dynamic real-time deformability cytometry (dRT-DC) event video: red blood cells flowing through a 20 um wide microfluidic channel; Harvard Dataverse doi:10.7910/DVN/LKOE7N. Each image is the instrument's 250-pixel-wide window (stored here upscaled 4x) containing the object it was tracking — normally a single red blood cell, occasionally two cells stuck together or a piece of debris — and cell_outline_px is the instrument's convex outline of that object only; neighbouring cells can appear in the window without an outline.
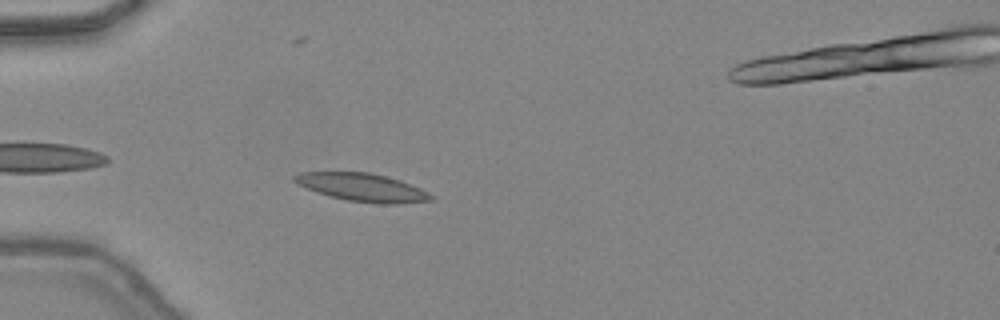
{"species": "common noctule bat (a hibernating species)", "species_latin": "Nyctalus noctula", "temperature_condition": "warm", "stored_images_in_passage": 26, "camera_frame_rate_fps": 3000, "um_per_image_px": 0.085, "animal": {"sex": "female", "body_mass_g": 24.6, "forearm_length_mm": 56.2}, "frame": {"image": 1, "passage_image": 2, "time_ms": 0.333, "image_size_px": [1000, 320], "cell_outline_px": [[436, 196], [432, 200], [396, 204], [376, 204], [348, 200], [328, 196], [316, 192], [296, 184], [292, 180], [292, 176], [300, 172], [368, 172], [400, 180], [420, 188]], "centroid_in_image_um": [30.77, 15.93], "position_along_channel_um": 54.2, "area_um2": 22.43}}
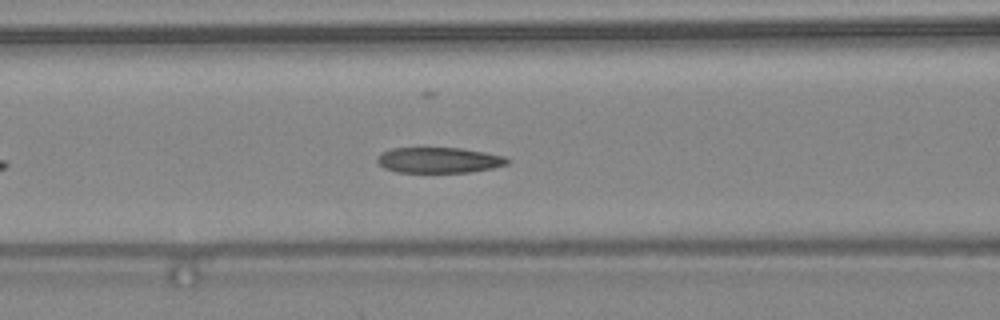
{"frame": {"image": 2, "passage_image": 8, "time_ms": 2.333, "image_size_px": [1000, 320], "cell_outline_px": [[512, 160], [508, 164], [492, 168], [468, 172], [396, 172], [384, 168], [376, 160], [376, 156], [380, 152], [392, 148], [460, 148], [484, 152], [504, 156]], "centroid_in_image_um": [37.29, 13.61], "position_along_channel_um": 129.3, "area_um2": 19.48}}
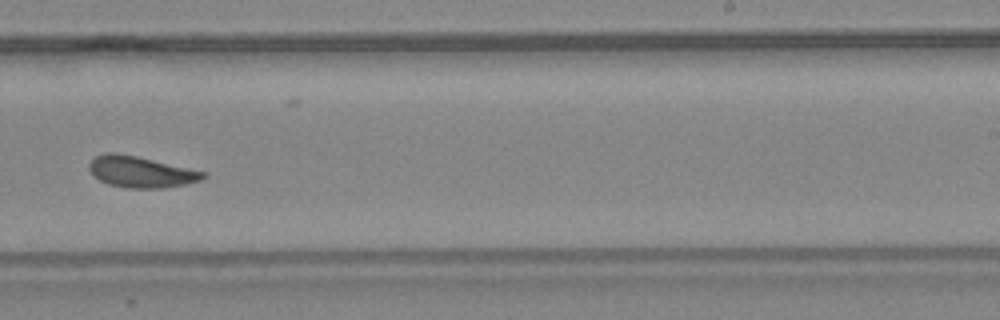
{"frame": {"image": 3, "passage_image": 18, "time_ms": 5.667, "image_size_px": [1000, 320], "cell_outline_px": [[204, 176], [200, 180], [188, 184], [164, 188], [124, 188], [108, 184], [92, 176], [88, 168], [88, 164], [96, 156], [108, 152], [116, 152], [136, 156], [204, 172]], "centroid_in_image_um": [11.9, 14.62], "position_along_channel_um": 277.1, "area_um2": 20.58}, "authors_computed_cell_mechanics": {"area_um2": 20.808, "velocity_mm_per_s": 4.4458, "shape_relaxation_time_tau1_ms": 5.7598, "shape_relaxation_time_tau2_ms": 2.3447, "deformation_change_tau1": 0.1348, "deformation_change_tau2": 0.0911}}